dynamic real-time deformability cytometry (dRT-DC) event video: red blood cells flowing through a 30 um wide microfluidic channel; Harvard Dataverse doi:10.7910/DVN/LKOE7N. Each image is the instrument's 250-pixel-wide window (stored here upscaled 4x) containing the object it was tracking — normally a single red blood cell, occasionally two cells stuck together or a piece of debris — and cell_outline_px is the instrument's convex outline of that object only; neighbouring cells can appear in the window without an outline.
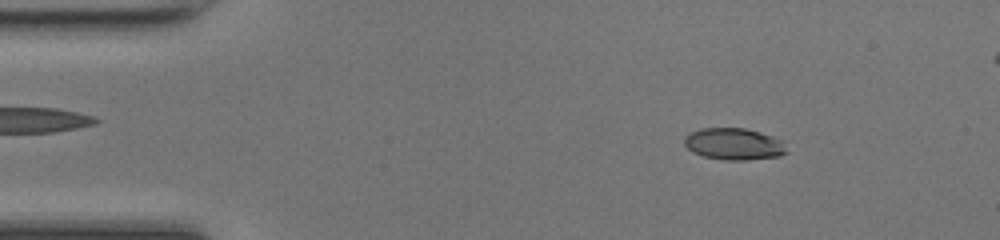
{"species": "common noctule bat (a hibernating species)", "species_latin": "Nyctalus noctula", "temperature_condition": "room temperature", "stored_images_in_passage": 48, "segment_of_instrument_passage": [1, 2], "camera_frame_rate_fps": 3000, "um_per_image_px": 0.085, "animal": {"sex": "female", "body_mass_g": 17.0, "forearm_length_mm": 48.0}, "frame": {"image": 1, "passage_image": 6, "time_ms": 1.667, "image_size_px": [1000, 240], "cell_outline_px": [[788, 152], [780, 156], [748, 160], [724, 160], [704, 156], [692, 152], [684, 144], [684, 136], [688, 132], [700, 128], [744, 128], [760, 132], [784, 140]], "centroid_in_image_um": [62.39, 12.23], "position_along_channel_um": 22.6, "area_um2": 19.25}}
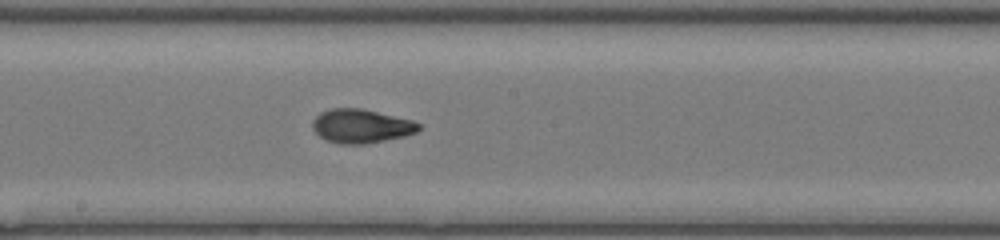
{"frame": {"image": 2, "passage_image": 25, "time_ms": 8.0, "image_size_px": [1000, 240], "cell_outline_px": [[420, 128], [416, 132], [404, 136], [364, 144], [340, 144], [324, 140], [312, 128], [312, 120], [320, 112], [332, 108], [360, 108], [412, 120], [420, 124]], "centroid_in_image_um": [30.66, 10.72], "position_along_channel_um": 217.5, "area_um2": 20.87}}
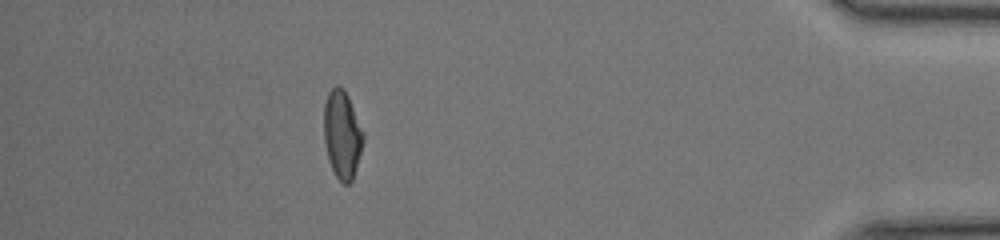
{"frame": {"image": 3, "passage_image": 42, "time_ms": 13.667, "image_size_px": [1000, 240], "cell_outline_px": [[364, 140], [356, 168], [352, 180], [348, 184], [344, 184], [336, 176], [328, 160], [324, 140], [324, 104], [328, 92], [336, 84], [344, 88], [348, 96], [364, 132]], "centroid_in_image_um": [29.08, 11.41], "position_along_channel_um": 406.1, "area_um2": 20.23}}